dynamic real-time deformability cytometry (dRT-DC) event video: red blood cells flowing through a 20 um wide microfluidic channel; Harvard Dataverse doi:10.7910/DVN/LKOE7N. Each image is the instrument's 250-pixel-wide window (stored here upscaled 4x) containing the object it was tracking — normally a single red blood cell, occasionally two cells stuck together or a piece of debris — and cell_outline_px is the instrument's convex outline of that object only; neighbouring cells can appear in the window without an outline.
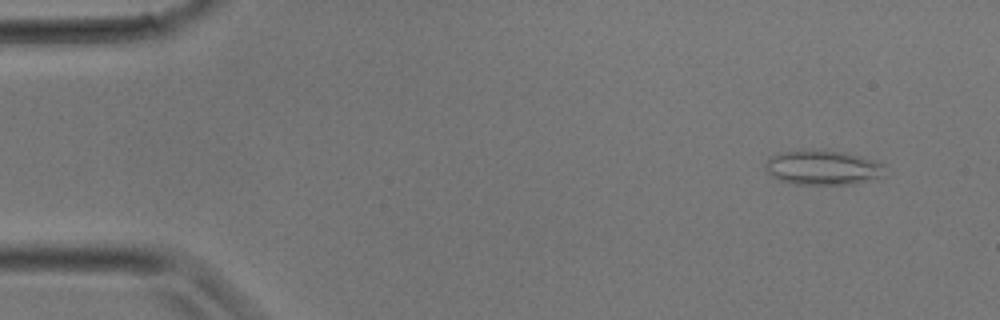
{"species": "common noctule bat (a hibernating species)", "species_latin": "Nyctalus noctula", "temperature_condition": "room temperature", "stored_images_in_passage": 31, "camera_frame_rate_fps": 3000, "um_per_image_px": 0.085, "animal": {"sex": "male", "body_mass_g": 17.9}, "frame": {"image": 1, "passage_image": 2, "time_ms": 0.333, "image_size_px": [1000, 320], "cell_outline_px": [[884, 164], [880, 176], [852, 184], [792, 184], [780, 180], [772, 176], [764, 168], [764, 164], [768, 156], [780, 152], [844, 152], [860, 156]], "centroid_in_image_um": [69.85, 14.27], "position_along_channel_um": 15.2, "area_um2": 23.29}}
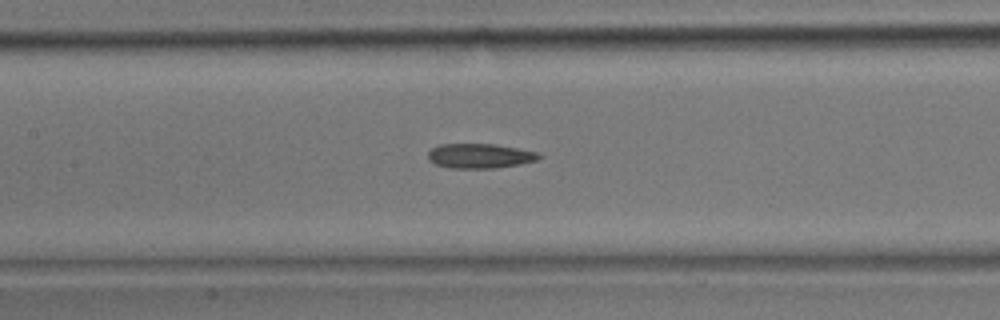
{"frame": {"image": 2, "passage_image": 14, "time_ms": 4.333, "image_size_px": [1000, 320], "cell_outline_px": [[544, 156], [536, 160], [520, 164], [496, 168], [452, 168], [436, 164], [428, 160], [428, 152], [432, 148], [440, 144], [492, 144], [540, 152]], "centroid_in_image_um": [40.81, 13.25], "position_along_channel_um": 166.6, "area_um2": 15.95}}
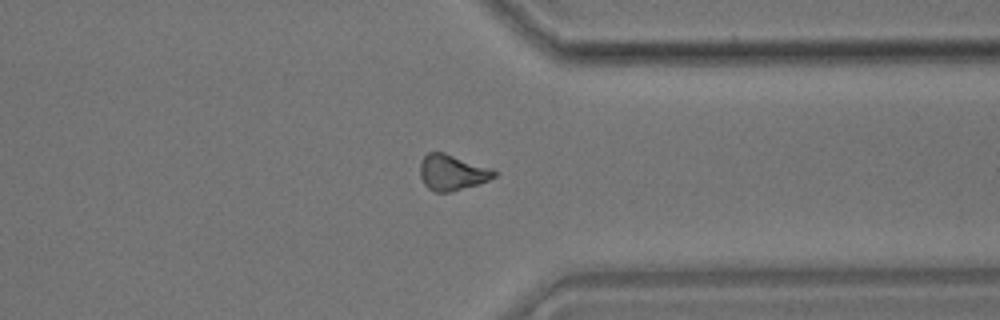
{"frame": {"image": 3, "passage_image": 24, "time_ms": 7.667, "image_size_px": [1000, 320], "cell_outline_px": [[496, 176], [488, 180], [452, 192], [436, 192], [428, 188], [424, 184], [420, 176], [420, 164], [424, 156], [428, 152], [444, 152], [492, 168], [496, 172]], "centroid_in_image_um": [38.42, 14.65], "position_along_channel_um": 373.0, "area_um2": 15.37}}